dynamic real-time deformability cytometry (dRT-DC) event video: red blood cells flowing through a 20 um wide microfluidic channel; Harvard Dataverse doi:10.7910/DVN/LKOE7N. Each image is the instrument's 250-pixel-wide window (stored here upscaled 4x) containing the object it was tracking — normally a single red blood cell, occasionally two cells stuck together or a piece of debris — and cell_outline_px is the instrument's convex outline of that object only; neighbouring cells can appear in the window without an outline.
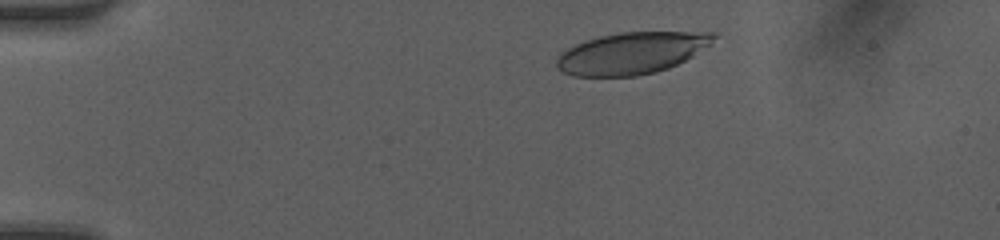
{"species": "human", "species_latin": "Homo sapiens", "temperature_condition": "room temperature", "stored_images_in_passage": 4, "camera_frame_rate_fps": 3000, "um_per_image_px": 0.085, "donor": {"sex": "female"}, "frame": {"image": 1, "passage_image": 2, "time_ms": 0.333, "image_size_px": [1000, 240], "cell_outline_px": [[716, 36], [708, 44], [692, 56], [668, 68], [656, 72], [636, 76], [572, 76], [556, 68], [556, 60], [560, 52], [584, 40], [600, 36], [620, 32], [716, 32]], "centroid_in_image_um": [53.63, 4.52], "position_along_channel_um": 31.4, "area_um2": 37.97}}